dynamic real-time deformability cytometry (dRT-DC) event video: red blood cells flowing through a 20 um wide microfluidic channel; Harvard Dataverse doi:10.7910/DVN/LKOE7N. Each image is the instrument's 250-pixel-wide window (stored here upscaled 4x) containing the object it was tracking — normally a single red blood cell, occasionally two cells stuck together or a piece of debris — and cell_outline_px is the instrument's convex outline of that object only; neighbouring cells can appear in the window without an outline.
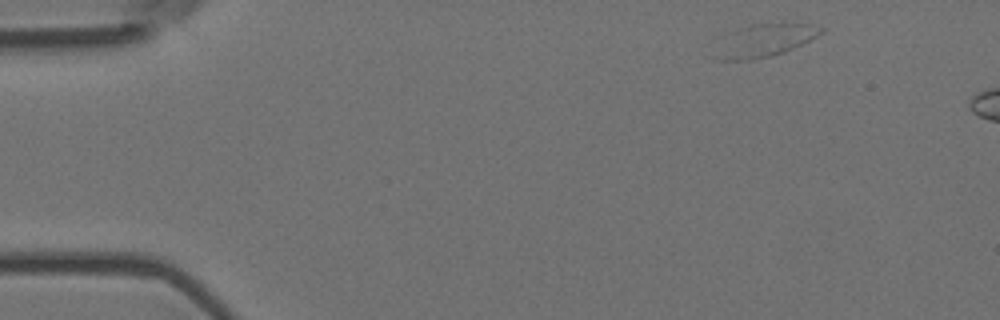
{"species": "Egyptian fruit bat (a non-hibernating species)", "species_latin": "Rousettus aegyptiacus", "temperature_condition": "room temperature", "stored_images_in_passage": 2, "camera_frame_rate_fps": 3000, "um_per_image_px": 0.085, "animal": {"sex": "female"}, "frame": {"image": 1, "passage_image": 1, "time_ms": 0.0, "image_size_px": [1000, 320], "cell_outline_px": [[824, 32], [792, 48], [768, 56], [752, 60], [716, 60], [728, 32], [736, 28], [752, 24], [812, 24], [824, 28]], "centroid_in_image_um": [65.03, 3.42], "position_along_channel_um": 20.0, "area_um2": 19.19}}